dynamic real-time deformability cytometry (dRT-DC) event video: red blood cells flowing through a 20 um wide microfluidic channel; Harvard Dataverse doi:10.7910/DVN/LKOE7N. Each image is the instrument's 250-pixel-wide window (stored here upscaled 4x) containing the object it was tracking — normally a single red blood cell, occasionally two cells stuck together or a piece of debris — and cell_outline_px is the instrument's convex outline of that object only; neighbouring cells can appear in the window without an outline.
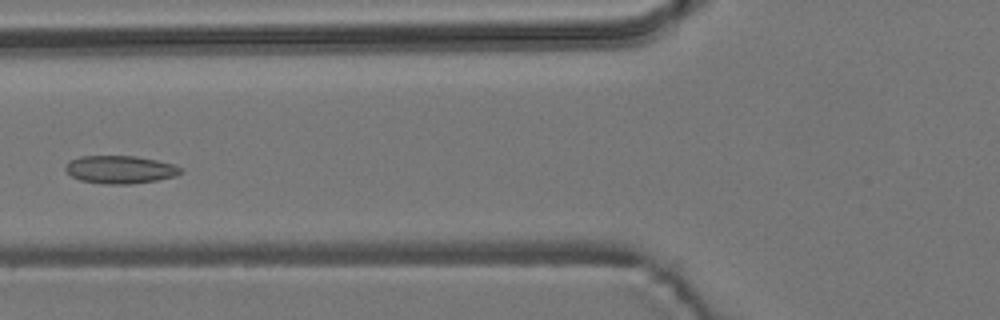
{"species": "common noctule bat (a hibernating species)", "species_latin": "Nyctalus noctula", "temperature_condition": "room temperature", "stored_images_in_passage": 8, "camera_frame_rate_fps": 3000, "um_per_image_px": 0.085, "animal": {"sex": "male", "body_mass_g": 19.2, "forearm_length_mm": 51.8}, "frame": {"image": 1, "passage_image": 5, "time_ms": 1.333, "image_size_px": [1000, 320], "cell_outline_px": [[184, 172], [176, 176], [156, 180], [132, 184], [104, 184], [80, 180], [72, 176], [64, 168], [64, 164], [80, 156], [136, 156], [156, 160], [172, 164], [184, 168]], "centroid_in_image_um": [10.24, 14.41], "position_along_channel_um": 115.6, "area_um2": 18.79}}
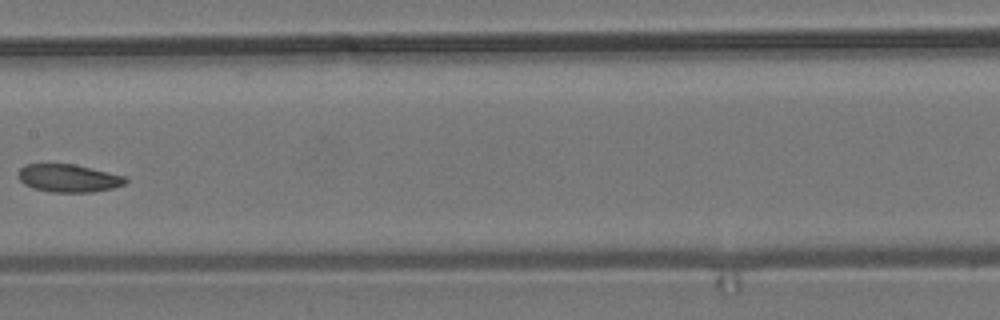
{"frame": {"image": 2, "passage_image": 7, "time_ms": 2.0, "image_size_px": [1000, 320], "cell_outline_px": [[128, 180], [124, 184], [112, 188], [92, 192], [52, 192], [32, 188], [24, 184], [16, 176], [16, 172], [24, 164], [72, 164], [124, 176]], "centroid_in_image_um": [5.75, 15.15], "position_along_channel_um": 201.7, "area_um2": 17.34}}
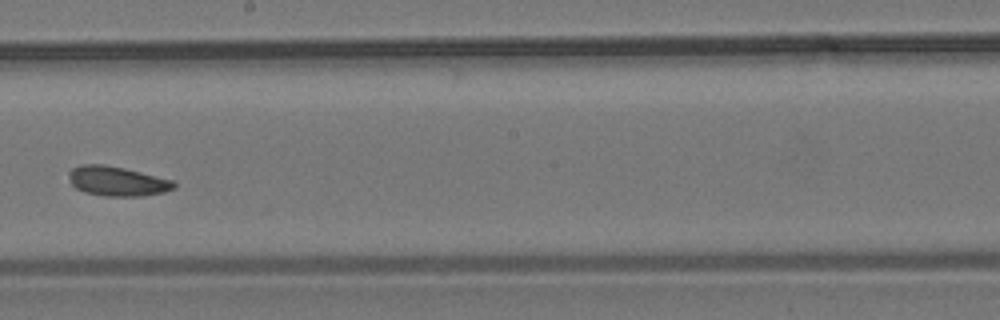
{"frame": {"image": 3, "passage_image": 8, "time_ms": 2.333, "image_size_px": [1000, 320], "cell_outline_px": [[176, 188], [164, 192], [140, 196], [104, 196], [84, 192], [76, 188], [72, 184], [68, 176], [68, 172], [72, 168], [84, 164], [104, 164], [124, 168], [172, 180], [176, 184]], "centroid_in_image_um": [9.94, 15.4], "position_along_channel_um": 238.3, "area_um2": 18.09}}